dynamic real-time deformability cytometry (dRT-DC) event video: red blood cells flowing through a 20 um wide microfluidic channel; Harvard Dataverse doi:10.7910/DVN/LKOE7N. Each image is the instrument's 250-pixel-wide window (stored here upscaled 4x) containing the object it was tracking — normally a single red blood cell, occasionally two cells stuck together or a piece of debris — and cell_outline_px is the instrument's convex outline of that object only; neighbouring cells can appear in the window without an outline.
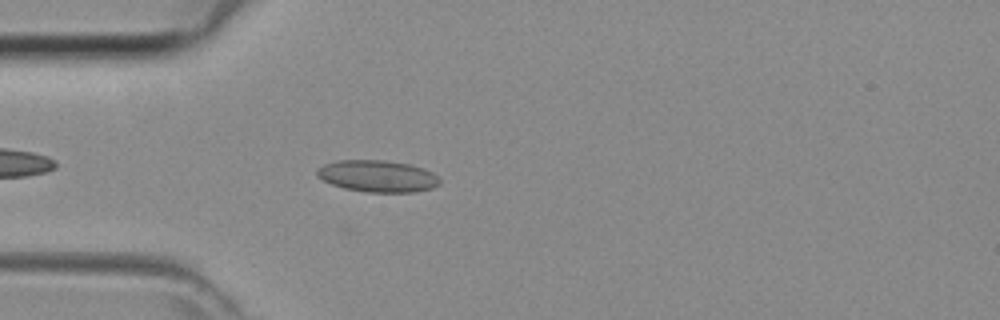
{"species": "common noctule bat (a hibernating species)", "species_latin": "Nyctalus noctula", "temperature_condition": "room temperature", "stored_images_in_passage": 33, "camera_frame_rate_fps": 3000, "um_per_image_px": 0.085, "animal": {"sex": "female", "body_mass_g": 29.2, "forearm_length_mm": 56.3}, "frame": {"image": 1, "passage_image": 3, "time_ms": 0.667, "image_size_px": [1000, 320], "cell_outline_px": [[440, 184], [432, 188], [412, 192], [368, 192], [344, 188], [332, 184], [316, 176], [316, 168], [324, 164], [336, 160], [384, 160], [408, 164], [424, 168], [432, 172], [440, 180]], "centroid_in_image_um": [32.07, 14.96], "position_along_channel_um": 52.9, "area_um2": 22.72}}
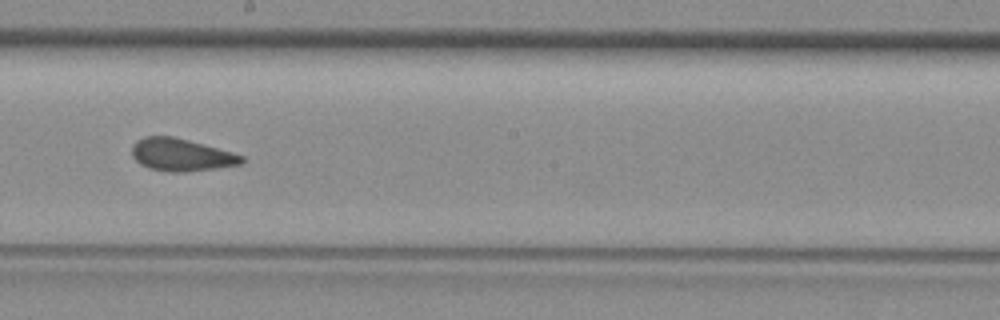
{"frame": {"image": 2, "passage_image": 15, "time_ms": 4.667, "image_size_px": [1000, 320], "cell_outline_px": [[244, 160], [240, 164], [184, 172], [172, 172], [148, 168], [140, 164], [132, 156], [132, 148], [136, 140], [148, 136], [172, 136], [188, 140], [232, 152], [244, 156]], "centroid_in_image_um": [15.37, 13.15], "position_along_channel_um": 232.8, "area_um2": 20.46}}
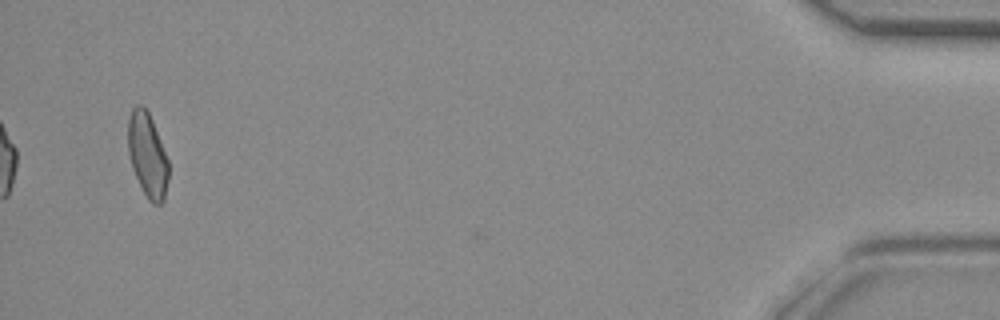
{"frame": {"image": 3, "passage_image": 33, "time_ms": 10.667, "image_size_px": [1000, 320], "cell_outline_px": [[168, 180], [164, 200], [160, 204], [152, 204], [148, 200], [132, 168], [128, 152], [128, 120], [132, 108], [136, 104], [140, 104], [148, 112], [152, 120], [168, 160]], "centroid_in_image_um": [12.53, 13.18], "position_along_channel_um": 422.7, "area_um2": 19.71}}